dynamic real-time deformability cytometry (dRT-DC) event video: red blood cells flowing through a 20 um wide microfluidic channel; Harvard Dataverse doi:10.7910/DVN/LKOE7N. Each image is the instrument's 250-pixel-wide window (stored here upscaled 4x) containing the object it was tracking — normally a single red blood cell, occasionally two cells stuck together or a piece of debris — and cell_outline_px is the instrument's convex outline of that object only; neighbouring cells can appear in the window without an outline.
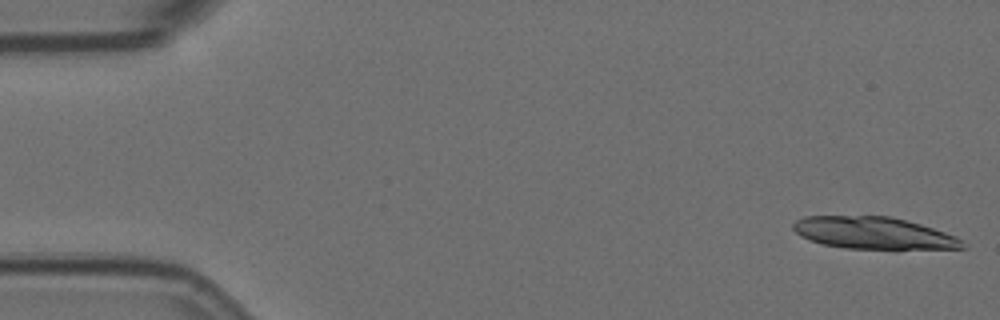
{"species": "Egyptian fruit bat (a non-hibernating species)", "species_latin": "Rousettus aegyptiacus", "temperature_condition": "room temperature", "stored_images_in_passage": 6, "camera_frame_rate_fps": 3000, "um_per_image_px": 0.085, "animal": {"sex": "female"}, "frame": {"image": 1, "passage_image": 1, "time_ms": 0.0, "image_size_px": [1000, 320], "cell_outline_px": [[968, 248], [844, 248], [824, 244], [808, 240], [800, 236], [792, 228], [792, 224], [796, 220], [804, 216], [888, 216], [920, 224], [956, 236]], "centroid_in_image_um": [74.18, 19.79], "position_along_channel_um": 10.8, "area_um2": 31.1}}
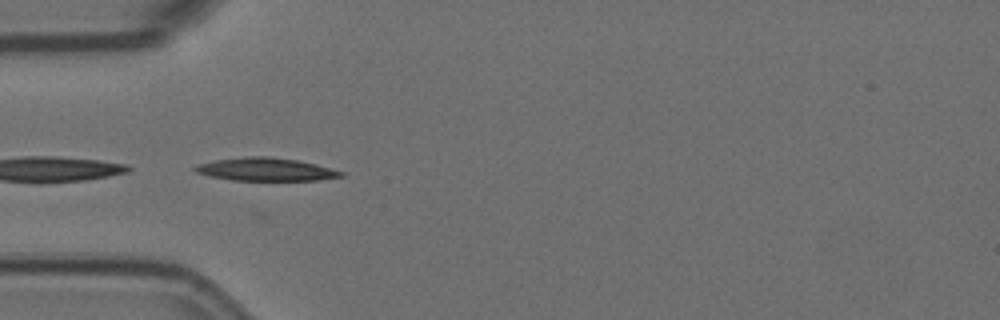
{"frame": {"image": 2, "passage_image": 5, "time_ms": 1.333, "image_size_px": [1000, 320], "cell_outline_px": [[344, 176], [320, 180], [232, 180], [208, 176], [196, 172], [192, 168], [200, 164], [216, 160], [248, 156], [268, 156], [296, 160], [316, 164], [344, 172]], "centroid_in_image_um": [22.6, 14.4], "position_along_channel_um": 62.4, "area_um2": 19.42}}
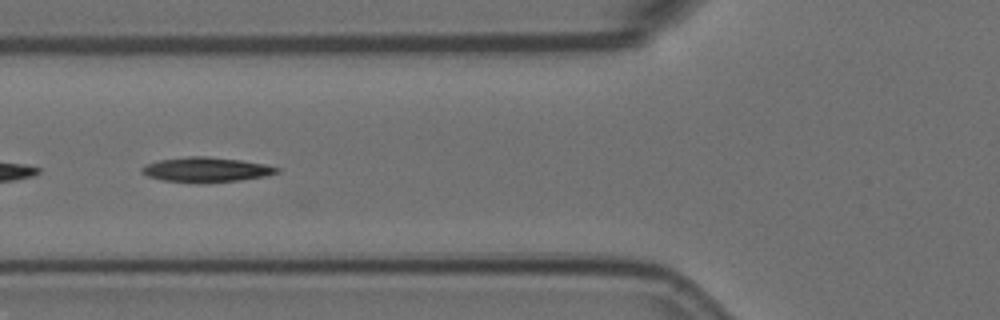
{"frame": {"image": 3, "passage_image": 6, "time_ms": 1.667, "image_size_px": [1000, 320], "cell_outline_px": [[280, 172], [264, 176], [240, 180], [164, 180], [148, 176], [140, 172], [140, 168], [148, 164], [160, 160], [188, 156], [208, 156], [240, 160], [264, 164], [280, 168]], "centroid_in_image_um": [17.55, 14.37], "position_along_channel_um": 108.3, "area_um2": 18.5}}